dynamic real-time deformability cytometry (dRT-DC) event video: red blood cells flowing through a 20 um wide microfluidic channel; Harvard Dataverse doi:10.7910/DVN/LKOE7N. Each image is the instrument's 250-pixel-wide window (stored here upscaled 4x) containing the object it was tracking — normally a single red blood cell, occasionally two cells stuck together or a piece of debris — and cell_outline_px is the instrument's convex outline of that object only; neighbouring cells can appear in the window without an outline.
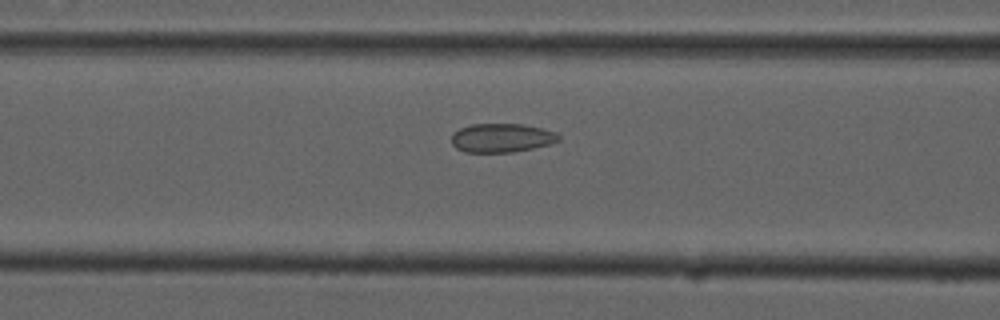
{"species": "common noctule bat (a hibernating species)", "species_latin": "Nyctalus noctula", "temperature_condition": "cold", "stored_images_in_passage": 9, "camera_frame_rate_fps": 3000, "um_per_image_px": 0.085, "animal": {"sex": "male", "forearm_length_mm": 52.5}, "frame": {"image": 1, "passage_image": 7, "time_ms": 2.0, "image_size_px": [1000, 320], "cell_outline_px": [[560, 140], [548, 144], [532, 148], [512, 152], [464, 152], [456, 148], [452, 144], [452, 132], [460, 128], [472, 124], [524, 124], [556, 132], [560, 136]], "centroid_in_image_um": [42.61, 11.71], "position_along_channel_um": 124.0, "area_um2": 17.98}}